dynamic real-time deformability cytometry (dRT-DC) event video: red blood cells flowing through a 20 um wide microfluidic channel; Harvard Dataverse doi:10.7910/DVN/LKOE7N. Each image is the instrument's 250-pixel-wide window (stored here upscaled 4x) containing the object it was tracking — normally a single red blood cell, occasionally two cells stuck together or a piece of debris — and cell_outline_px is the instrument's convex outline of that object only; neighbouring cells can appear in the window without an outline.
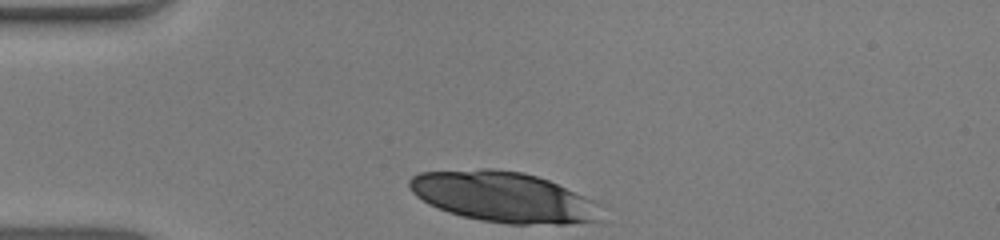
{"species": "human", "species_latin": "Homo sapiens", "temperature_condition": "warm", "stored_images_in_passage": 30, "camera_frame_rate_fps": 3000, "um_per_image_px": 0.085, "donor": {"sex": "male"}, "frame": {"image": 1, "passage_image": 1, "time_ms": 0.0, "image_size_px": [1000, 240], "cell_outline_px": [[604, 220], [568, 224], [508, 224], [480, 220], [448, 212], [428, 204], [416, 196], [412, 192], [408, 184], [408, 180], [412, 176], [420, 172], [480, 168], [496, 168], [524, 172], [548, 180], [604, 204]], "centroid_in_image_um": [42.87, 16.75], "position_along_channel_um": 42.1, "area_um2": 57.22}}